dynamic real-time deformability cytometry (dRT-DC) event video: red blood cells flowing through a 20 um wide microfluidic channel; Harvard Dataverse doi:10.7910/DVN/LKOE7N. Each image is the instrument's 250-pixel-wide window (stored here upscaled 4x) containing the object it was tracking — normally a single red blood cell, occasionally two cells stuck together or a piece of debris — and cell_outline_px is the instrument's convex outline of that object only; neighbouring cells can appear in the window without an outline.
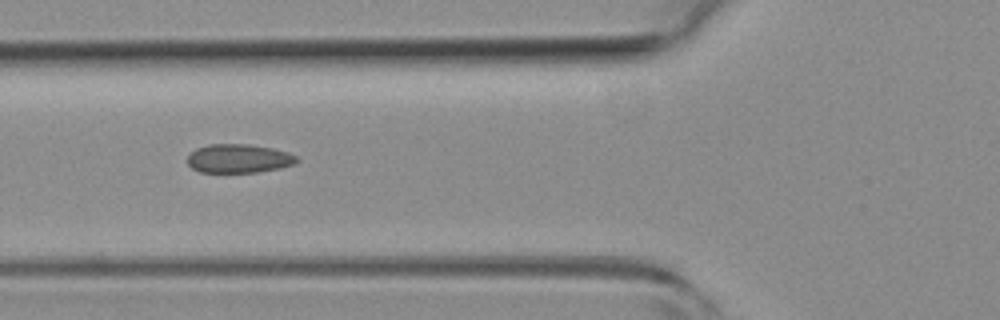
{"species": "common noctule bat (a hibernating species)", "species_latin": "Nyctalus noctula", "temperature_condition": "room temperature", "stored_images_in_passage": 9, "camera_frame_rate_fps": 3000, "um_per_image_px": 0.085, "animal": {"sex": "female", "body_mass_g": 19.3, "forearm_length_mm": 54.1}, "frame": {"image": 1, "passage_image": 6, "time_ms": 1.667, "image_size_px": [1000, 320], "cell_outline_px": [[300, 160], [296, 164], [280, 168], [260, 172], [200, 172], [192, 168], [188, 164], [188, 152], [196, 148], [208, 144], [248, 144], [272, 148], [288, 152], [296, 156]], "centroid_in_image_um": [20.3, 13.47], "position_along_channel_um": 105.5, "area_um2": 18.55}}
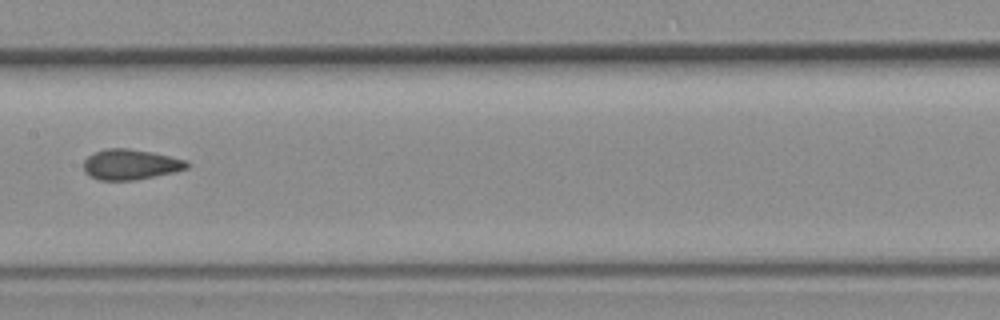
{"frame": {"image": 2, "passage_image": 8, "time_ms": 2.333, "image_size_px": [1000, 320], "cell_outline_px": [[188, 168], [176, 172], [136, 180], [100, 180], [88, 176], [84, 172], [84, 160], [88, 156], [104, 148], [128, 148], [152, 152], [188, 160]], "centroid_in_image_um": [11.1, 13.98], "position_along_channel_um": 196.3, "area_um2": 18.5}}
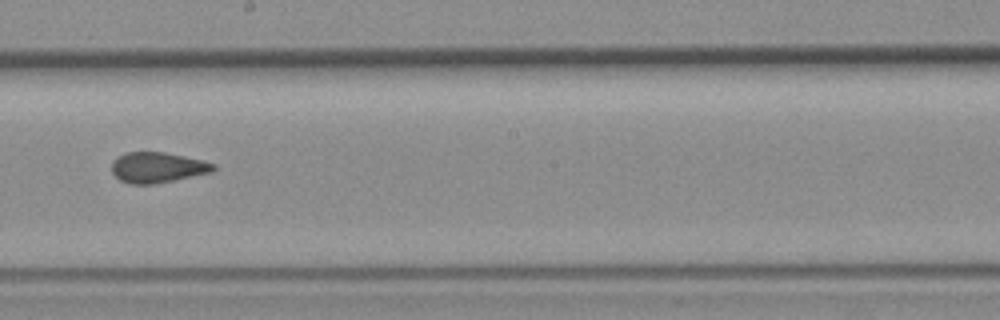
{"frame": {"image": 3, "passage_image": 9, "time_ms": 2.667, "image_size_px": [1000, 320], "cell_outline_px": [[216, 168], [212, 172], [156, 184], [128, 184], [120, 180], [112, 172], [112, 160], [128, 152], [164, 152], [184, 156], [216, 164]], "centroid_in_image_um": [13.38, 14.24], "position_along_channel_um": 234.8, "area_um2": 18.03}}